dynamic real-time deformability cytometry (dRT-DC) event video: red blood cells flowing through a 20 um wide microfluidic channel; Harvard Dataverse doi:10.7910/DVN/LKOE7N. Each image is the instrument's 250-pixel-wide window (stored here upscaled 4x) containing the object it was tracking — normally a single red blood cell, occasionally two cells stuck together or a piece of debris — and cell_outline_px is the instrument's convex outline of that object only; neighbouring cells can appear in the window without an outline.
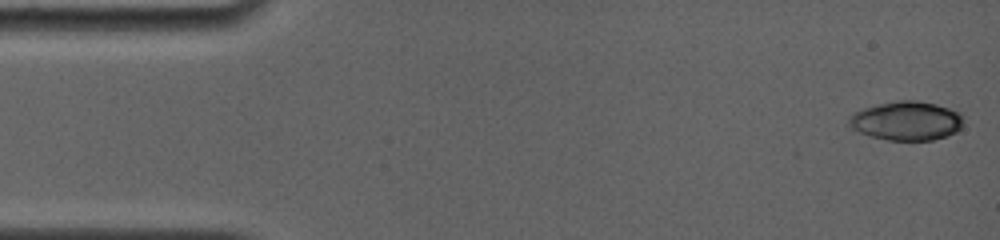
{"species": "common noctule bat (a hibernating species)", "species_latin": "Nyctalus noctula", "temperature_condition": "room temperature", "stored_images_in_passage": 7, "camera_frame_rate_fps": 4000, "um_per_image_px": 0.085, "animal": {"sex": "female", "body_mass_g": 19.0, "forearm_length_mm": 56.7}, "frame": {"image": 1, "passage_image": 1, "time_ms": 0.0, "image_size_px": [1000, 240], "cell_outline_px": [[964, 116], [960, 128], [956, 132], [948, 136], [932, 140], [888, 140], [868, 136], [852, 128], [848, 124], [848, 116], [852, 112], [876, 104], [896, 100], [916, 100], [936, 104], [960, 112]], "centroid_in_image_um": [77.03, 10.26], "position_along_channel_um": 8.0, "area_um2": 26.36}}
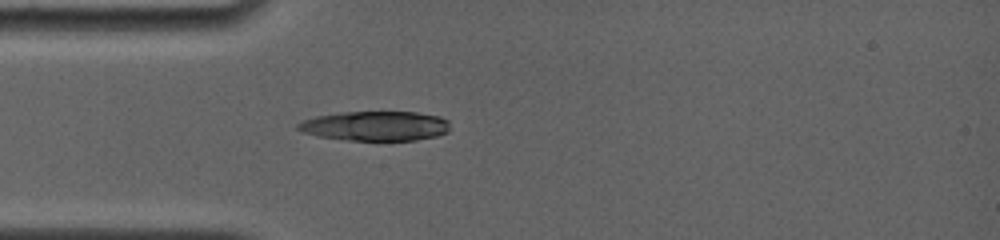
{"frame": {"image": 2, "passage_image": 7, "time_ms": 4.25, "image_size_px": [1000, 240], "cell_outline_px": [[448, 132], [436, 136], [416, 140], [348, 140], [320, 136], [304, 132], [296, 128], [296, 124], [304, 120], [316, 116], [340, 112], [416, 112], [440, 116], [448, 120]], "centroid_in_image_um": [31.92, 10.7], "position_along_channel_um": 53.1, "area_um2": 26.13}}